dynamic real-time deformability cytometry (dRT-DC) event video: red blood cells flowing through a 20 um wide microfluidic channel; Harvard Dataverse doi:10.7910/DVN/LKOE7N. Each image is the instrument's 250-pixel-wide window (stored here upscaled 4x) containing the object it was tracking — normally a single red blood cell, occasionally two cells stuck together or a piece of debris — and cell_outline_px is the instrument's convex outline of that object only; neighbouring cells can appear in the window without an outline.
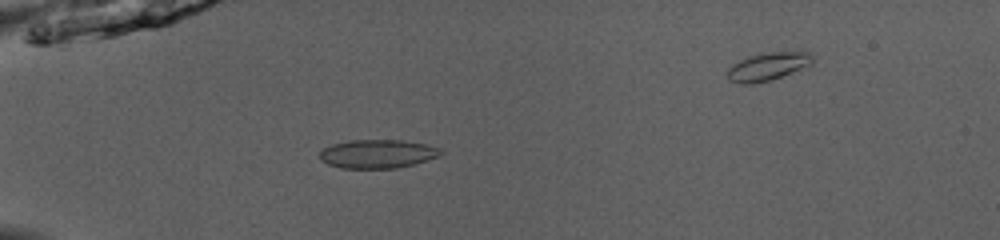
{"species": "common noctule bat (a hibernating species)", "species_latin": "Nyctalus noctula", "temperature_condition": "room temperature", "stored_images_in_passage": 35, "camera_frame_rate_fps": 3000, "um_per_image_px": 0.085, "animal": {"sex": "male", "body_mass_g": 13.0, "forearm_length_mm": 53.1}, "frame": {"image": 1, "passage_image": 1, "time_ms": 0.0, "image_size_px": [1000, 240], "cell_outline_px": [[444, 152], [440, 156], [412, 164], [396, 168], [340, 168], [328, 164], [320, 160], [320, 152], [324, 148], [332, 144], [348, 140], [400, 140], [428, 144]], "centroid_in_image_um": [32.07, 13.07], "position_along_channel_um": 52.9, "area_um2": 20.11}}
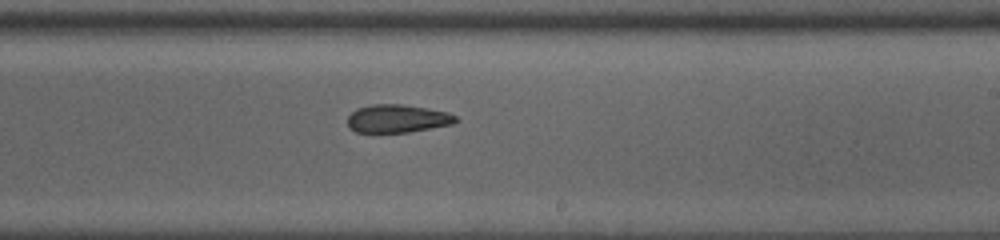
{"frame": {"image": 2, "passage_image": 17, "time_ms": 5.333, "image_size_px": [1000, 240], "cell_outline_px": [[460, 120], [452, 124], [408, 132], [356, 132], [348, 128], [348, 116], [356, 108], [372, 104], [400, 104], [428, 108], [448, 112], [456, 116]], "centroid_in_image_um": [33.77, 10.07], "position_along_channel_um": 255.2, "area_um2": 17.74}}
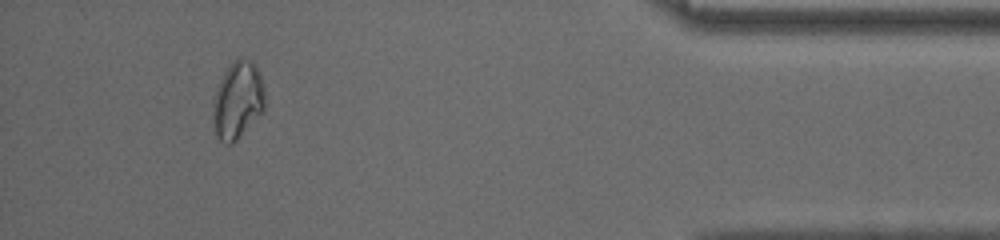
{"frame": {"image": 3, "passage_image": 32, "time_ms": 10.333, "image_size_px": [1000, 240], "cell_outline_px": [[264, 112], [232, 144], [228, 144], [220, 140], [216, 136], [212, 104], [212, 100], [220, 80], [224, 72], [240, 56], [244, 56], [252, 60], [256, 64], [260, 72], [264, 88]], "centroid_in_image_um": [20.23, 8.49], "position_along_channel_um": 415.0, "area_um2": 23.58}}